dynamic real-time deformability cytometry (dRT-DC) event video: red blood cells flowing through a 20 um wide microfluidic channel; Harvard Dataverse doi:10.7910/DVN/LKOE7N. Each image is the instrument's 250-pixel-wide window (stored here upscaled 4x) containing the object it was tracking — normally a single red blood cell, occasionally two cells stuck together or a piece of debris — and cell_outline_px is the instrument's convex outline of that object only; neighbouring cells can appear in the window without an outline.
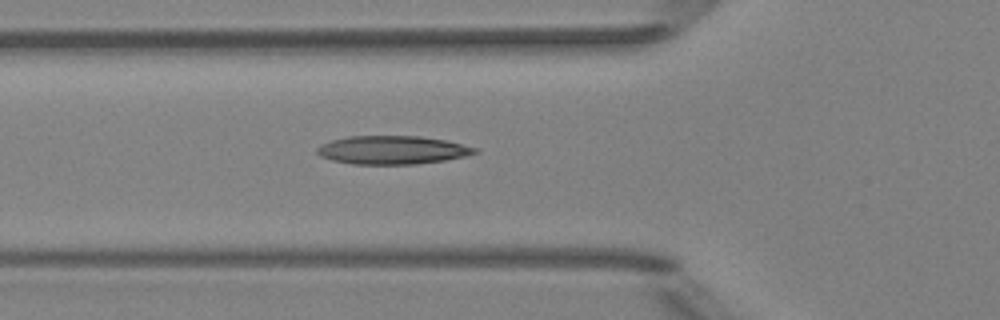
{"species": "Egyptian fruit bat (a non-hibernating species)", "species_latin": "Rousettus aegyptiacus", "temperature_condition": "room temperature", "stored_images_in_passage": 7, "camera_frame_rate_fps": 3000, "um_per_image_px": 0.085, "animal": {"sex": "female"}, "frame": {"image": 1, "passage_image": 7, "time_ms": 7.667, "image_size_px": [1000, 320], "cell_outline_px": [[480, 152], [468, 156], [444, 160], [416, 164], [352, 164], [332, 160], [320, 156], [316, 152], [316, 148], [320, 144], [332, 140], [348, 136], [420, 136], [444, 140], [480, 148]], "centroid_in_image_um": [33.37, 12.75], "position_along_channel_um": 92.4, "area_um2": 26.3}}